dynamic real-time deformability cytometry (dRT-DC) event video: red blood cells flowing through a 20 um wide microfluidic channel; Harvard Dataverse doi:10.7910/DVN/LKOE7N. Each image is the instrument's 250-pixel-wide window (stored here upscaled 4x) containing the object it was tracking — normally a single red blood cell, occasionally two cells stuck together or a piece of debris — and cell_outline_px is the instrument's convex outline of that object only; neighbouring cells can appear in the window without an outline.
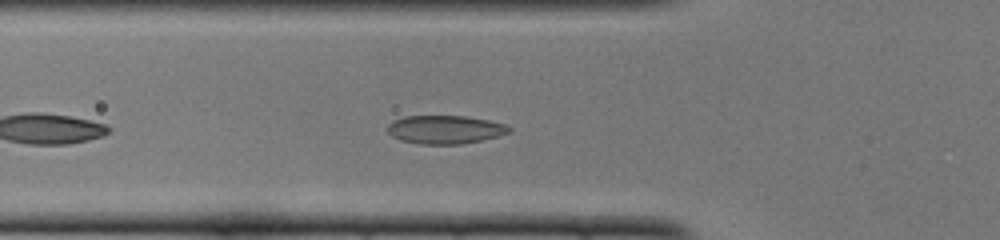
{"species": "common noctule bat (a hibernating species)", "species_latin": "Nyctalus noctula", "temperature_condition": "cold", "stored_images_in_passage": 33, "camera_frame_rate_fps": 3000, "um_per_image_px": 0.085, "animal": {"sex": "female", "body_mass_g": 22.0, "forearm_length_mm": 56.7}, "frame": {"image": 1, "passage_image": 7, "time_ms": 2.0, "image_size_px": [1000, 240], "cell_outline_px": [[512, 128], [508, 132], [496, 136], [480, 140], [460, 144], [420, 144], [400, 140], [392, 136], [384, 128], [392, 120], [404, 116], [468, 116], [488, 120], [504, 124]], "centroid_in_image_um": [37.75, 11.0], "position_along_channel_um": 88.0, "area_um2": 20.11}}
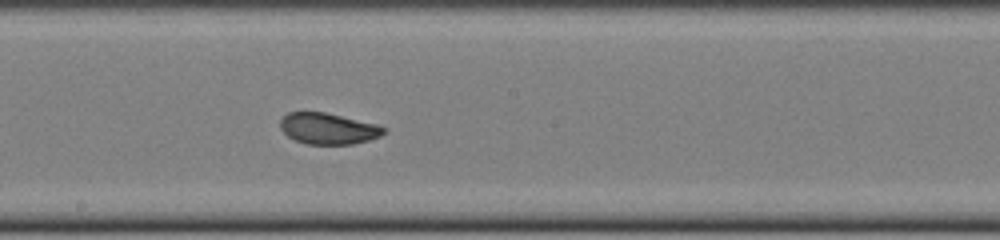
{"frame": {"image": 2, "passage_image": 17, "time_ms": 5.333, "image_size_px": [1000, 240], "cell_outline_px": [[388, 128], [380, 136], [368, 140], [352, 144], [304, 144], [288, 136], [280, 128], [280, 120], [288, 112], [324, 112], [376, 124]], "centroid_in_image_um": [27.88, 10.93], "position_along_channel_um": 220.3, "area_um2": 18.67}}
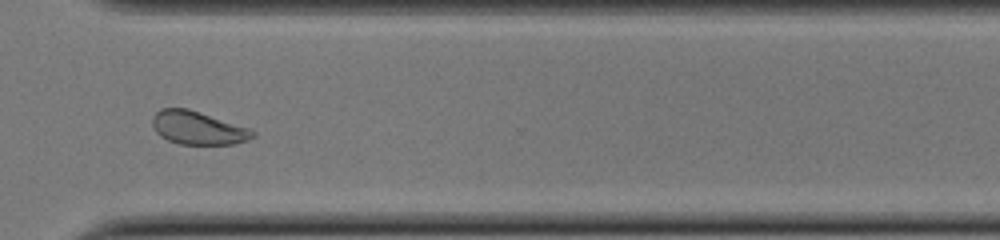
{"frame": {"image": 3, "passage_image": 27, "time_ms": 8.667, "image_size_px": [1000, 240], "cell_outline_px": [[256, 136], [248, 140], [232, 144], [180, 144], [168, 140], [160, 136], [156, 132], [152, 124], [152, 116], [160, 108], [188, 108], [252, 128], [256, 132]], "centroid_in_image_um": [16.85, 10.86], "position_along_channel_um": 353.7, "area_um2": 19.71}, "authors_computed_cell_mechanics": {"area_um2": 19.7098, "velocity_mm_per_s": 3.9774, "shape_relaxation_time_tau1_ms": 2.7362, "shape_relaxation_time_tau2_ms": 0.7788, "deformation_change_tau1": 0.1019, "deformation_change_tau2": 0.0464}}